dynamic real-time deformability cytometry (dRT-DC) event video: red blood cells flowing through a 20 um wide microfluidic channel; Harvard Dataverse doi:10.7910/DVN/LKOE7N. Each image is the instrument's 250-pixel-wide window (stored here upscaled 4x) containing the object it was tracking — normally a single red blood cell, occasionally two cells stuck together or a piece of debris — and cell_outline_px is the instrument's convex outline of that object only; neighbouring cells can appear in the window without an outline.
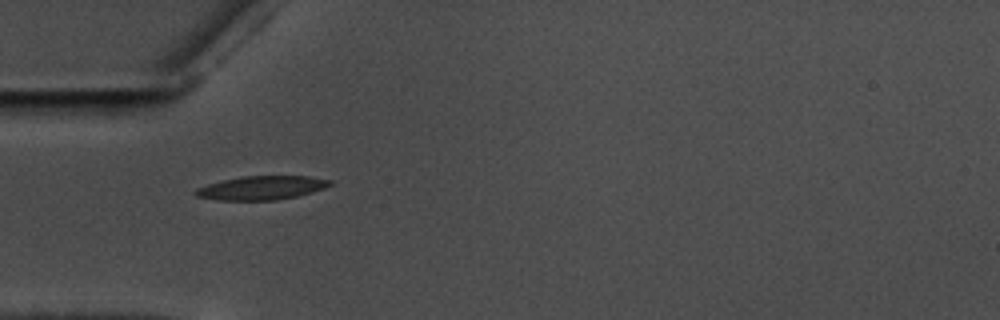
{"species": "common noctule bat (a hibernating species)", "species_latin": "Nyctalus noctula", "temperature_condition": "warm", "stored_images_in_passage": 41, "camera_frame_rate_fps": 3000, "um_per_image_px": 0.085, "animal": {"sex": "male", "body_mass_g": 17.5, "forearm_length_mm": 52.3}, "frame": {"image": 1, "passage_image": 1, "time_ms": 0.0, "image_size_px": [1000, 320], "cell_outline_px": [[332, 184], [324, 188], [296, 196], [276, 200], [216, 200], [196, 196], [192, 192], [196, 188], [208, 184], [240, 176], [312, 176], [332, 180]], "centroid_in_image_um": [22.21, 15.96], "position_along_channel_um": 62.8, "area_um2": 18.61}}
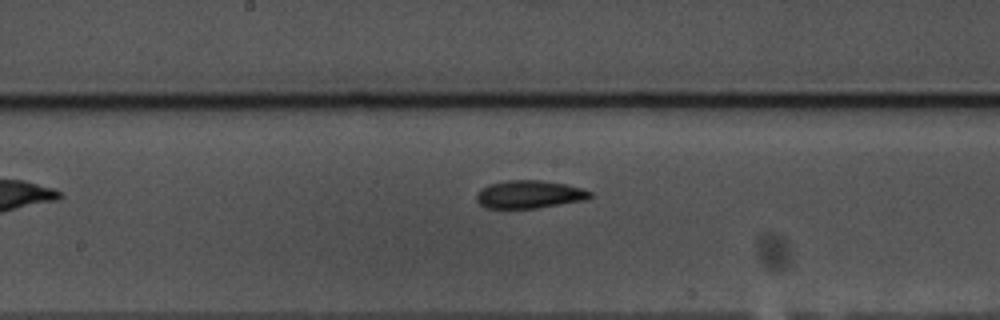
{"frame": {"image": 2, "passage_image": 13, "time_ms": 4.0, "image_size_px": [1000, 320], "cell_outline_px": [[592, 196], [584, 200], [536, 208], [484, 208], [476, 200], [476, 196], [488, 184], [508, 180], [540, 180], [564, 184], [584, 188], [592, 192]], "centroid_in_image_um": [45.01, 16.52], "position_along_channel_um": 203.2, "area_um2": 18.32}}
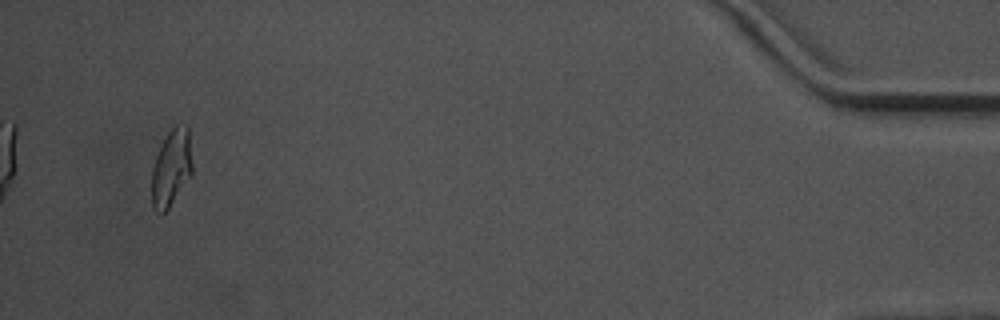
{"frame": {"image": 3, "passage_image": 38, "time_ms": 12.333, "image_size_px": [1000, 320], "cell_outline_px": [[192, 172], [168, 208], [164, 212], [156, 212], [152, 208], [152, 168], [156, 156], [168, 132], [176, 124], [188, 124], [192, 164]], "centroid_in_image_um": [14.56, 14.23], "position_along_channel_um": 420.6, "area_um2": 17.86}, "authors_computed_cell_mechanics": {"area_um2": 18.1492, "velocity_mm_per_s": 3.5539, "shape_relaxation_time_tau1_ms": 6.6055, "shape_relaxation_time_tau2_ms": 6.6162, "deformation_change_tau1": 0.1905, "deformation_change_tau2": 0.129}}